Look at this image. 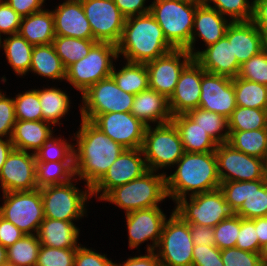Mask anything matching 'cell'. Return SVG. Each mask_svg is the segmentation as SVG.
<instances>
[{
  "mask_svg": "<svg viewBox=\"0 0 267 266\" xmlns=\"http://www.w3.org/2000/svg\"><path fill=\"white\" fill-rule=\"evenodd\" d=\"M78 130L77 150L74 149L75 175L86 181L91 189L107 172L125 148L110 139L91 121L81 119Z\"/></svg>",
  "mask_w": 267,
  "mask_h": 266,
  "instance_id": "1",
  "label": "cell"
},
{
  "mask_svg": "<svg viewBox=\"0 0 267 266\" xmlns=\"http://www.w3.org/2000/svg\"><path fill=\"white\" fill-rule=\"evenodd\" d=\"M116 46L118 57L123 54L127 61L143 64L174 50L150 13L127 17Z\"/></svg>",
  "mask_w": 267,
  "mask_h": 266,
  "instance_id": "2",
  "label": "cell"
},
{
  "mask_svg": "<svg viewBox=\"0 0 267 266\" xmlns=\"http://www.w3.org/2000/svg\"><path fill=\"white\" fill-rule=\"evenodd\" d=\"M177 170L166 176L167 196L174 201L194 195L209 192L220 187L217 157L215 151L206 153L185 152L176 163Z\"/></svg>",
  "mask_w": 267,
  "mask_h": 266,
  "instance_id": "3",
  "label": "cell"
},
{
  "mask_svg": "<svg viewBox=\"0 0 267 266\" xmlns=\"http://www.w3.org/2000/svg\"><path fill=\"white\" fill-rule=\"evenodd\" d=\"M148 171L140 178L112 189L102 200L109 201L122 208L126 214L152 207L167 196L166 173L154 174Z\"/></svg>",
  "mask_w": 267,
  "mask_h": 266,
  "instance_id": "4",
  "label": "cell"
},
{
  "mask_svg": "<svg viewBox=\"0 0 267 266\" xmlns=\"http://www.w3.org/2000/svg\"><path fill=\"white\" fill-rule=\"evenodd\" d=\"M150 14L160 25L167 42L174 49L190 44L196 8L201 3L182 0H154Z\"/></svg>",
  "mask_w": 267,
  "mask_h": 266,
  "instance_id": "5",
  "label": "cell"
},
{
  "mask_svg": "<svg viewBox=\"0 0 267 266\" xmlns=\"http://www.w3.org/2000/svg\"><path fill=\"white\" fill-rule=\"evenodd\" d=\"M111 58H118L116 44L97 42L86 57L66 69L65 80L83 94L93 84L111 76L114 67Z\"/></svg>",
  "mask_w": 267,
  "mask_h": 266,
  "instance_id": "6",
  "label": "cell"
},
{
  "mask_svg": "<svg viewBox=\"0 0 267 266\" xmlns=\"http://www.w3.org/2000/svg\"><path fill=\"white\" fill-rule=\"evenodd\" d=\"M142 156L150 171L174 165L185 153L179 132L172 121L157 124L155 128L146 126Z\"/></svg>",
  "mask_w": 267,
  "mask_h": 266,
  "instance_id": "7",
  "label": "cell"
},
{
  "mask_svg": "<svg viewBox=\"0 0 267 266\" xmlns=\"http://www.w3.org/2000/svg\"><path fill=\"white\" fill-rule=\"evenodd\" d=\"M157 247L160 266H192L194 242L190 224L173 211L163 224Z\"/></svg>",
  "mask_w": 267,
  "mask_h": 266,
  "instance_id": "8",
  "label": "cell"
},
{
  "mask_svg": "<svg viewBox=\"0 0 267 266\" xmlns=\"http://www.w3.org/2000/svg\"><path fill=\"white\" fill-rule=\"evenodd\" d=\"M174 212L185 222L192 225L215 227L219 222L230 217L234 212L225 201L220 189L190 195L175 202Z\"/></svg>",
  "mask_w": 267,
  "mask_h": 266,
  "instance_id": "9",
  "label": "cell"
},
{
  "mask_svg": "<svg viewBox=\"0 0 267 266\" xmlns=\"http://www.w3.org/2000/svg\"><path fill=\"white\" fill-rule=\"evenodd\" d=\"M226 203L245 219L267 217V181H225L220 183Z\"/></svg>",
  "mask_w": 267,
  "mask_h": 266,
  "instance_id": "10",
  "label": "cell"
},
{
  "mask_svg": "<svg viewBox=\"0 0 267 266\" xmlns=\"http://www.w3.org/2000/svg\"><path fill=\"white\" fill-rule=\"evenodd\" d=\"M3 196L4 204L0 206V216L13 223L25 235L37 234L44 220L40 189L4 192Z\"/></svg>",
  "mask_w": 267,
  "mask_h": 266,
  "instance_id": "11",
  "label": "cell"
},
{
  "mask_svg": "<svg viewBox=\"0 0 267 266\" xmlns=\"http://www.w3.org/2000/svg\"><path fill=\"white\" fill-rule=\"evenodd\" d=\"M135 95L121 90L112 76L93 84L82 94L81 118L92 121L110 112H131Z\"/></svg>",
  "mask_w": 267,
  "mask_h": 266,
  "instance_id": "12",
  "label": "cell"
},
{
  "mask_svg": "<svg viewBox=\"0 0 267 266\" xmlns=\"http://www.w3.org/2000/svg\"><path fill=\"white\" fill-rule=\"evenodd\" d=\"M44 217L72 221L84 216L85 202L92 197L91 189L80 191L71 181L40 189Z\"/></svg>",
  "mask_w": 267,
  "mask_h": 266,
  "instance_id": "13",
  "label": "cell"
},
{
  "mask_svg": "<svg viewBox=\"0 0 267 266\" xmlns=\"http://www.w3.org/2000/svg\"><path fill=\"white\" fill-rule=\"evenodd\" d=\"M215 154L220 182L266 180L263 159L236 150L228 143L218 144Z\"/></svg>",
  "mask_w": 267,
  "mask_h": 266,
  "instance_id": "14",
  "label": "cell"
},
{
  "mask_svg": "<svg viewBox=\"0 0 267 266\" xmlns=\"http://www.w3.org/2000/svg\"><path fill=\"white\" fill-rule=\"evenodd\" d=\"M88 19L93 40L117 44L121 38L126 17L114 0H80Z\"/></svg>",
  "mask_w": 267,
  "mask_h": 266,
  "instance_id": "15",
  "label": "cell"
},
{
  "mask_svg": "<svg viewBox=\"0 0 267 266\" xmlns=\"http://www.w3.org/2000/svg\"><path fill=\"white\" fill-rule=\"evenodd\" d=\"M141 148L125 149L113 162L105 175L91 188L92 195L102 200L112 189L140 178L149 171Z\"/></svg>",
  "mask_w": 267,
  "mask_h": 266,
  "instance_id": "16",
  "label": "cell"
},
{
  "mask_svg": "<svg viewBox=\"0 0 267 266\" xmlns=\"http://www.w3.org/2000/svg\"><path fill=\"white\" fill-rule=\"evenodd\" d=\"M193 59L186 49H174L146 63L149 88L169 99L175 91L181 72Z\"/></svg>",
  "mask_w": 267,
  "mask_h": 266,
  "instance_id": "17",
  "label": "cell"
},
{
  "mask_svg": "<svg viewBox=\"0 0 267 266\" xmlns=\"http://www.w3.org/2000/svg\"><path fill=\"white\" fill-rule=\"evenodd\" d=\"M91 122L125 149L142 147L146 125L130 112L99 114Z\"/></svg>",
  "mask_w": 267,
  "mask_h": 266,
  "instance_id": "18",
  "label": "cell"
},
{
  "mask_svg": "<svg viewBox=\"0 0 267 266\" xmlns=\"http://www.w3.org/2000/svg\"><path fill=\"white\" fill-rule=\"evenodd\" d=\"M0 182L3 193L38 189L35 154L13 149L1 168Z\"/></svg>",
  "mask_w": 267,
  "mask_h": 266,
  "instance_id": "19",
  "label": "cell"
},
{
  "mask_svg": "<svg viewBox=\"0 0 267 266\" xmlns=\"http://www.w3.org/2000/svg\"><path fill=\"white\" fill-rule=\"evenodd\" d=\"M237 107L232 79L205 72L202 75L199 108L229 119Z\"/></svg>",
  "mask_w": 267,
  "mask_h": 266,
  "instance_id": "20",
  "label": "cell"
},
{
  "mask_svg": "<svg viewBox=\"0 0 267 266\" xmlns=\"http://www.w3.org/2000/svg\"><path fill=\"white\" fill-rule=\"evenodd\" d=\"M126 219L129 247L137 248L149 239L153 243L151 246L147 245V252L155 251L161 238L163 224L167 219L159 206L127 213Z\"/></svg>",
  "mask_w": 267,
  "mask_h": 266,
  "instance_id": "21",
  "label": "cell"
},
{
  "mask_svg": "<svg viewBox=\"0 0 267 266\" xmlns=\"http://www.w3.org/2000/svg\"><path fill=\"white\" fill-rule=\"evenodd\" d=\"M205 72L194 59L183 69L175 91L169 98L172 116L186 114L199 107L202 75Z\"/></svg>",
  "mask_w": 267,
  "mask_h": 266,
  "instance_id": "22",
  "label": "cell"
},
{
  "mask_svg": "<svg viewBox=\"0 0 267 266\" xmlns=\"http://www.w3.org/2000/svg\"><path fill=\"white\" fill-rule=\"evenodd\" d=\"M193 58L208 73L233 79L240 72L241 64L233 56L232 41L226 36L203 51L193 52Z\"/></svg>",
  "mask_w": 267,
  "mask_h": 266,
  "instance_id": "23",
  "label": "cell"
},
{
  "mask_svg": "<svg viewBox=\"0 0 267 266\" xmlns=\"http://www.w3.org/2000/svg\"><path fill=\"white\" fill-rule=\"evenodd\" d=\"M52 12L56 36L93 39L91 26L80 0H66Z\"/></svg>",
  "mask_w": 267,
  "mask_h": 266,
  "instance_id": "24",
  "label": "cell"
},
{
  "mask_svg": "<svg viewBox=\"0 0 267 266\" xmlns=\"http://www.w3.org/2000/svg\"><path fill=\"white\" fill-rule=\"evenodd\" d=\"M231 22V20L228 22L225 16L221 15L216 9L209 7L205 2L199 4L194 16L190 44L186 50L193 57V44L196 41V36L201 38L206 46L216 43L225 36L226 30Z\"/></svg>",
  "mask_w": 267,
  "mask_h": 266,
  "instance_id": "25",
  "label": "cell"
},
{
  "mask_svg": "<svg viewBox=\"0 0 267 266\" xmlns=\"http://www.w3.org/2000/svg\"><path fill=\"white\" fill-rule=\"evenodd\" d=\"M225 36L232 41L233 56L240 64L262 51L261 32L252 21L231 22Z\"/></svg>",
  "mask_w": 267,
  "mask_h": 266,
  "instance_id": "26",
  "label": "cell"
},
{
  "mask_svg": "<svg viewBox=\"0 0 267 266\" xmlns=\"http://www.w3.org/2000/svg\"><path fill=\"white\" fill-rule=\"evenodd\" d=\"M130 113L146 126L156 121L158 124L168 123L173 118L169 99L150 88L135 95Z\"/></svg>",
  "mask_w": 267,
  "mask_h": 266,
  "instance_id": "27",
  "label": "cell"
},
{
  "mask_svg": "<svg viewBox=\"0 0 267 266\" xmlns=\"http://www.w3.org/2000/svg\"><path fill=\"white\" fill-rule=\"evenodd\" d=\"M79 229L72 221L44 217L37 236L41 245L54 248H78ZM78 244V245H77Z\"/></svg>",
  "mask_w": 267,
  "mask_h": 266,
  "instance_id": "28",
  "label": "cell"
},
{
  "mask_svg": "<svg viewBox=\"0 0 267 266\" xmlns=\"http://www.w3.org/2000/svg\"><path fill=\"white\" fill-rule=\"evenodd\" d=\"M185 152L206 153L215 151L218 143L187 114L173 116Z\"/></svg>",
  "mask_w": 267,
  "mask_h": 266,
  "instance_id": "29",
  "label": "cell"
},
{
  "mask_svg": "<svg viewBox=\"0 0 267 266\" xmlns=\"http://www.w3.org/2000/svg\"><path fill=\"white\" fill-rule=\"evenodd\" d=\"M50 126V123L43 120H17L10 138L14 149L27 152L28 150H35L33 151L35 153L53 134Z\"/></svg>",
  "mask_w": 267,
  "mask_h": 266,
  "instance_id": "30",
  "label": "cell"
},
{
  "mask_svg": "<svg viewBox=\"0 0 267 266\" xmlns=\"http://www.w3.org/2000/svg\"><path fill=\"white\" fill-rule=\"evenodd\" d=\"M18 33L34 46L51 44L56 37L53 12L44 9L22 17Z\"/></svg>",
  "mask_w": 267,
  "mask_h": 266,
  "instance_id": "31",
  "label": "cell"
},
{
  "mask_svg": "<svg viewBox=\"0 0 267 266\" xmlns=\"http://www.w3.org/2000/svg\"><path fill=\"white\" fill-rule=\"evenodd\" d=\"M29 71L54 80L66 79V68L52 43L34 46Z\"/></svg>",
  "mask_w": 267,
  "mask_h": 266,
  "instance_id": "32",
  "label": "cell"
},
{
  "mask_svg": "<svg viewBox=\"0 0 267 266\" xmlns=\"http://www.w3.org/2000/svg\"><path fill=\"white\" fill-rule=\"evenodd\" d=\"M10 36V37H9ZM0 47L4 48L8 63L17 75H25L31 66L34 45L30 44L19 33L9 35Z\"/></svg>",
  "mask_w": 267,
  "mask_h": 266,
  "instance_id": "33",
  "label": "cell"
},
{
  "mask_svg": "<svg viewBox=\"0 0 267 266\" xmlns=\"http://www.w3.org/2000/svg\"><path fill=\"white\" fill-rule=\"evenodd\" d=\"M228 144L247 155L265 160L267 156V128L229 131Z\"/></svg>",
  "mask_w": 267,
  "mask_h": 266,
  "instance_id": "34",
  "label": "cell"
},
{
  "mask_svg": "<svg viewBox=\"0 0 267 266\" xmlns=\"http://www.w3.org/2000/svg\"><path fill=\"white\" fill-rule=\"evenodd\" d=\"M113 67L111 76L117 86L124 92L136 95L149 88L148 72L143 63H134L127 61L118 72Z\"/></svg>",
  "mask_w": 267,
  "mask_h": 266,
  "instance_id": "35",
  "label": "cell"
},
{
  "mask_svg": "<svg viewBox=\"0 0 267 266\" xmlns=\"http://www.w3.org/2000/svg\"><path fill=\"white\" fill-rule=\"evenodd\" d=\"M75 177L74 161L36 162V182L38 189L64 184Z\"/></svg>",
  "mask_w": 267,
  "mask_h": 266,
  "instance_id": "36",
  "label": "cell"
},
{
  "mask_svg": "<svg viewBox=\"0 0 267 266\" xmlns=\"http://www.w3.org/2000/svg\"><path fill=\"white\" fill-rule=\"evenodd\" d=\"M41 105L43 121L53 125L61 124L59 120L65 116L70 108L69 96L59 88H45L36 90Z\"/></svg>",
  "mask_w": 267,
  "mask_h": 266,
  "instance_id": "37",
  "label": "cell"
},
{
  "mask_svg": "<svg viewBox=\"0 0 267 266\" xmlns=\"http://www.w3.org/2000/svg\"><path fill=\"white\" fill-rule=\"evenodd\" d=\"M98 41L93 39H79L68 36H56L52 45L60 57L64 67L67 69L70 65L86 57L91 48Z\"/></svg>",
  "mask_w": 267,
  "mask_h": 266,
  "instance_id": "38",
  "label": "cell"
},
{
  "mask_svg": "<svg viewBox=\"0 0 267 266\" xmlns=\"http://www.w3.org/2000/svg\"><path fill=\"white\" fill-rule=\"evenodd\" d=\"M236 104L241 107L267 109V86L239 78L232 79Z\"/></svg>",
  "mask_w": 267,
  "mask_h": 266,
  "instance_id": "39",
  "label": "cell"
},
{
  "mask_svg": "<svg viewBox=\"0 0 267 266\" xmlns=\"http://www.w3.org/2000/svg\"><path fill=\"white\" fill-rule=\"evenodd\" d=\"M41 243L37 234L24 235L7 249V264L13 266H35Z\"/></svg>",
  "mask_w": 267,
  "mask_h": 266,
  "instance_id": "40",
  "label": "cell"
},
{
  "mask_svg": "<svg viewBox=\"0 0 267 266\" xmlns=\"http://www.w3.org/2000/svg\"><path fill=\"white\" fill-rule=\"evenodd\" d=\"M195 123L202 127L218 144L227 143L229 139L228 119L212 111L201 108L186 113ZM225 133H220L224 131Z\"/></svg>",
  "mask_w": 267,
  "mask_h": 266,
  "instance_id": "41",
  "label": "cell"
},
{
  "mask_svg": "<svg viewBox=\"0 0 267 266\" xmlns=\"http://www.w3.org/2000/svg\"><path fill=\"white\" fill-rule=\"evenodd\" d=\"M267 128V109L237 106L228 119V131H247Z\"/></svg>",
  "mask_w": 267,
  "mask_h": 266,
  "instance_id": "42",
  "label": "cell"
},
{
  "mask_svg": "<svg viewBox=\"0 0 267 266\" xmlns=\"http://www.w3.org/2000/svg\"><path fill=\"white\" fill-rule=\"evenodd\" d=\"M74 145L51 135L34 153L36 162L74 161Z\"/></svg>",
  "mask_w": 267,
  "mask_h": 266,
  "instance_id": "43",
  "label": "cell"
},
{
  "mask_svg": "<svg viewBox=\"0 0 267 266\" xmlns=\"http://www.w3.org/2000/svg\"><path fill=\"white\" fill-rule=\"evenodd\" d=\"M14 100L16 120H43L41 105L36 89L18 94Z\"/></svg>",
  "mask_w": 267,
  "mask_h": 266,
  "instance_id": "44",
  "label": "cell"
},
{
  "mask_svg": "<svg viewBox=\"0 0 267 266\" xmlns=\"http://www.w3.org/2000/svg\"><path fill=\"white\" fill-rule=\"evenodd\" d=\"M209 7L216 9L221 15H228L231 21H251L253 3L248 0H205ZM209 2V3H208ZM210 2L215 5L211 6Z\"/></svg>",
  "mask_w": 267,
  "mask_h": 266,
  "instance_id": "45",
  "label": "cell"
},
{
  "mask_svg": "<svg viewBox=\"0 0 267 266\" xmlns=\"http://www.w3.org/2000/svg\"><path fill=\"white\" fill-rule=\"evenodd\" d=\"M215 246L220 249L235 247L240 231V216L233 213L230 217L219 222L214 228Z\"/></svg>",
  "mask_w": 267,
  "mask_h": 266,
  "instance_id": "46",
  "label": "cell"
},
{
  "mask_svg": "<svg viewBox=\"0 0 267 266\" xmlns=\"http://www.w3.org/2000/svg\"><path fill=\"white\" fill-rule=\"evenodd\" d=\"M76 250L41 245L35 266H74Z\"/></svg>",
  "mask_w": 267,
  "mask_h": 266,
  "instance_id": "47",
  "label": "cell"
},
{
  "mask_svg": "<svg viewBox=\"0 0 267 266\" xmlns=\"http://www.w3.org/2000/svg\"><path fill=\"white\" fill-rule=\"evenodd\" d=\"M238 77L267 86V52L262 50L241 64Z\"/></svg>",
  "mask_w": 267,
  "mask_h": 266,
  "instance_id": "48",
  "label": "cell"
},
{
  "mask_svg": "<svg viewBox=\"0 0 267 266\" xmlns=\"http://www.w3.org/2000/svg\"><path fill=\"white\" fill-rule=\"evenodd\" d=\"M224 266H261V253H253L232 247L221 250Z\"/></svg>",
  "mask_w": 267,
  "mask_h": 266,
  "instance_id": "49",
  "label": "cell"
},
{
  "mask_svg": "<svg viewBox=\"0 0 267 266\" xmlns=\"http://www.w3.org/2000/svg\"><path fill=\"white\" fill-rule=\"evenodd\" d=\"M235 247L253 253H260V244L255 229L254 219L240 217V231L237 236Z\"/></svg>",
  "mask_w": 267,
  "mask_h": 266,
  "instance_id": "50",
  "label": "cell"
},
{
  "mask_svg": "<svg viewBox=\"0 0 267 266\" xmlns=\"http://www.w3.org/2000/svg\"><path fill=\"white\" fill-rule=\"evenodd\" d=\"M14 100L5 97L0 91V137L11 138L14 124L16 122Z\"/></svg>",
  "mask_w": 267,
  "mask_h": 266,
  "instance_id": "51",
  "label": "cell"
},
{
  "mask_svg": "<svg viewBox=\"0 0 267 266\" xmlns=\"http://www.w3.org/2000/svg\"><path fill=\"white\" fill-rule=\"evenodd\" d=\"M22 16L9 6L5 0H0V42L1 34H17L20 29Z\"/></svg>",
  "mask_w": 267,
  "mask_h": 266,
  "instance_id": "52",
  "label": "cell"
},
{
  "mask_svg": "<svg viewBox=\"0 0 267 266\" xmlns=\"http://www.w3.org/2000/svg\"><path fill=\"white\" fill-rule=\"evenodd\" d=\"M192 266H224L221 250L216 246L194 245Z\"/></svg>",
  "mask_w": 267,
  "mask_h": 266,
  "instance_id": "53",
  "label": "cell"
},
{
  "mask_svg": "<svg viewBox=\"0 0 267 266\" xmlns=\"http://www.w3.org/2000/svg\"><path fill=\"white\" fill-rule=\"evenodd\" d=\"M105 254L101 255L95 251L79 246L75 253L74 266H114Z\"/></svg>",
  "mask_w": 267,
  "mask_h": 266,
  "instance_id": "54",
  "label": "cell"
},
{
  "mask_svg": "<svg viewBox=\"0 0 267 266\" xmlns=\"http://www.w3.org/2000/svg\"><path fill=\"white\" fill-rule=\"evenodd\" d=\"M25 233L17 228L13 223L0 216V244L5 248L10 247L20 240Z\"/></svg>",
  "mask_w": 267,
  "mask_h": 266,
  "instance_id": "55",
  "label": "cell"
},
{
  "mask_svg": "<svg viewBox=\"0 0 267 266\" xmlns=\"http://www.w3.org/2000/svg\"><path fill=\"white\" fill-rule=\"evenodd\" d=\"M191 238L197 246H215L213 227L190 224Z\"/></svg>",
  "mask_w": 267,
  "mask_h": 266,
  "instance_id": "56",
  "label": "cell"
},
{
  "mask_svg": "<svg viewBox=\"0 0 267 266\" xmlns=\"http://www.w3.org/2000/svg\"><path fill=\"white\" fill-rule=\"evenodd\" d=\"M145 1L146 0H114V3L127 18L150 13V6L144 7Z\"/></svg>",
  "mask_w": 267,
  "mask_h": 266,
  "instance_id": "57",
  "label": "cell"
},
{
  "mask_svg": "<svg viewBox=\"0 0 267 266\" xmlns=\"http://www.w3.org/2000/svg\"><path fill=\"white\" fill-rule=\"evenodd\" d=\"M20 16H28L43 10L41 6L45 0H5Z\"/></svg>",
  "mask_w": 267,
  "mask_h": 266,
  "instance_id": "58",
  "label": "cell"
},
{
  "mask_svg": "<svg viewBox=\"0 0 267 266\" xmlns=\"http://www.w3.org/2000/svg\"><path fill=\"white\" fill-rule=\"evenodd\" d=\"M147 255L128 258L123 264L114 266H160L158 255L155 251H148Z\"/></svg>",
  "mask_w": 267,
  "mask_h": 266,
  "instance_id": "59",
  "label": "cell"
},
{
  "mask_svg": "<svg viewBox=\"0 0 267 266\" xmlns=\"http://www.w3.org/2000/svg\"><path fill=\"white\" fill-rule=\"evenodd\" d=\"M251 21L256 26H267V0H254Z\"/></svg>",
  "mask_w": 267,
  "mask_h": 266,
  "instance_id": "60",
  "label": "cell"
},
{
  "mask_svg": "<svg viewBox=\"0 0 267 266\" xmlns=\"http://www.w3.org/2000/svg\"><path fill=\"white\" fill-rule=\"evenodd\" d=\"M255 229L260 244V253L262 248L267 244V217L254 219Z\"/></svg>",
  "mask_w": 267,
  "mask_h": 266,
  "instance_id": "61",
  "label": "cell"
},
{
  "mask_svg": "<svg viewBox=\"0 0 267 266\" xmlns=\"http://www.w3.org/2000/svg\"><path fill=\"white\" fill-rule=\"evenodd\" d=\"M14 149V146L11 142V139L8 138L7 140H2V137H0V171L3 167V164L7 160V157L11 153V151Z\"/></svg>",
  "mask_w": 267,
  "mask_h": 266,
  "instance_id": "62",
  "label": "cell"
},
{
  "mask_svg": "<svg viewBox=\"0 0 267 266\" xmlns=\"http://www.w3.org/2000/svg\"><path fill=\"white\" fill-rule=\"evenodd\" d=\"M261 32L262 50L267 52V26H256Z\"/></svg>",
  "mask_w": 267,
  "mask_h": 266,
  "instance_id": "63",
  "label": "cell"
},
{
  "mask_svg": "<svg viewBox=\"0 0 267 266\" xmlns=\"http://www.w3.org/2000/svg\"><path fill=\"white\" fill-rule=\"evenodd\" d=\"M7 264V249L0 244V266Z\"/></svg>",
  "mask_w": 267,
  "mask_h": 266,
  "instance_id": "64",
  "label": "cell"
},
{
  "mask_svg": "<svg viewBox=\"0 0 267 266\" xmlns=\"http://www.w3.org/2000/svg\"><path fill=\"white\" fill-rule=\"evenodd\" d=\"M261 259L262 262H267V244L262 248Z\"/></svg>",
  "mask_w": 267,
  "mask_h": 266,
  "instance_id": "65",
  "label": "cell"
},
{
  "mask_svg": "<svg viewBox=\"0 0 267 266\" xmlns=\"http://www.w3.org/2000/svg\"><path fill=\"white\" fill-rule=\"evenodd\" d=\"M264 169H265V179L267 181V156H266V158L264 160Z\"/></svg>",
  "mask_w": 267,
  "mask_h": 266,
  "instance_id": "66",
  "label": "cell"
},
{
  "mask_svg": "<svg viewBox=\"0 0 267 266\" xmlns=\"http://www.w3.org/2000/svg\"><path fill=\"white\" fill-rule=\"evenodd\" d=\"M186 2H192V3H204L205 0H182Z\"/></svg>",
  "mask_w": 267,
  "mask_h": 266,
  "instance_id": "67",
  "label": "cell"
},
{
  "mask_svg": "<svg viewBox=\"0 0 267 266\" xmlns=\"http://www.w3.org/2000/svg\"><path fill=\"white\" fill-rule=\"evenodd\" d=\"M261 266H267V262H262Z\"/></svg>",
  "mask_w": 267,
  "mask_h": 266,
  "instance_id": "68",
  "label": "cell"
}]
</instances>
